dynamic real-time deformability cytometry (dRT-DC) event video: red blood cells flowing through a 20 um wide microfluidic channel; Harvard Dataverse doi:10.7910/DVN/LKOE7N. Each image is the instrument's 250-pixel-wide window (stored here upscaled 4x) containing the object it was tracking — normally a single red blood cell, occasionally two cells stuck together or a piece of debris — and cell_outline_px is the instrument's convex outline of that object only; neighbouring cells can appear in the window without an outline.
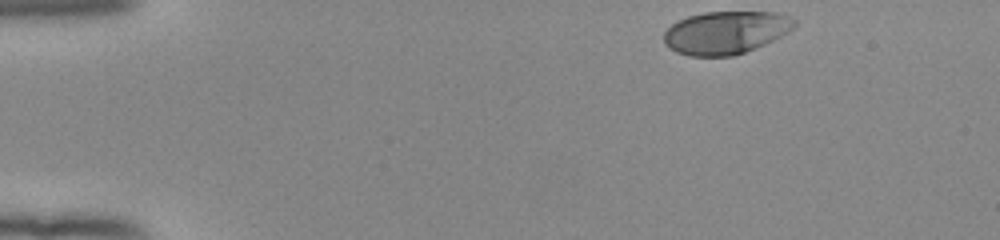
{"species": "human", "species_latin": "Homo sapiens", "temperature_condition": "room temperature", "stored_images_in_passage": 42, "camera_frame_rate_fps": 3000, "um_per_image_px": 0.085, "donor": {"sex": "female"}, "frame": {"image": 1, "passage_image": 1, "time_ms": 0.0, "image_size_px": [1000, 240], "cell_outline_px": [[796, 24], [788, 32], [764, 44], [744, 52], [732, 56], [688, 56], [676, 52], [668, 48], [664, 44], [664, 32], [676, 20], [688, 16], [704, 12], [780, 12], [792, 16], [796, 20]], "centroid_in_image_um": [61.67, 2.75], "position_along_channel_um": 23.3, "area_um2": 32.77}}
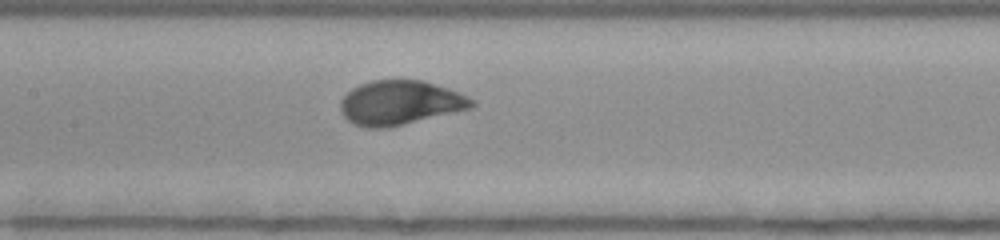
{"frame": {"image": 2, "passage_image": 20, "time_ms": 6.333, "image_size_px": [1000, 240], "cell_outline_px": [[476, 104], [472, 108], [388, 128], [364, 128], [352, 124], [340, 112], [340, 100], [352, 88], [360, 84], [372, 80], [424, 80], [460, 92], [476, 100]], "centroid_in_image_um": [34.01, 8.74], "position_along_channel_um": 173.4, "area_um2": 34.28}}
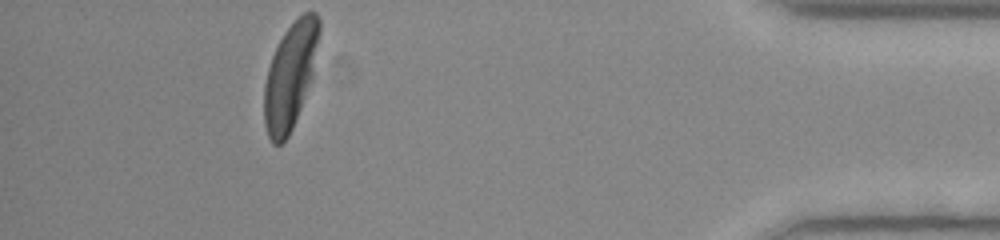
{"frame": {"image": 3, "passage_image": 42, "time_ms": 13.667, "image_size_px": [1000, 240], "cell_outline_px": [[320, 32], [312, 80], [292, 128], [288, 136], [280, 144], [272, 144], [268, 136], [264, 124], [264, 84], [268, 68], [272, 56], [284, 32], [304, 12], [316, 12], [320, 20]], "centroid_in_image_um": [24.67, 6.45], "position_along_channel_um": 410.5, "area_um2": 33.81}, "authors_computed_cell_mechanics": {"area_um2": 33.813, "velocity_mm_per_s": 3.907, "shape_relaxation_time_tau1_ms": 2.4848, "shape_relaxation_time_tau2_ms": null, "deformation_change_tau1": 0.1748, "deformation_change_tau2": null}}